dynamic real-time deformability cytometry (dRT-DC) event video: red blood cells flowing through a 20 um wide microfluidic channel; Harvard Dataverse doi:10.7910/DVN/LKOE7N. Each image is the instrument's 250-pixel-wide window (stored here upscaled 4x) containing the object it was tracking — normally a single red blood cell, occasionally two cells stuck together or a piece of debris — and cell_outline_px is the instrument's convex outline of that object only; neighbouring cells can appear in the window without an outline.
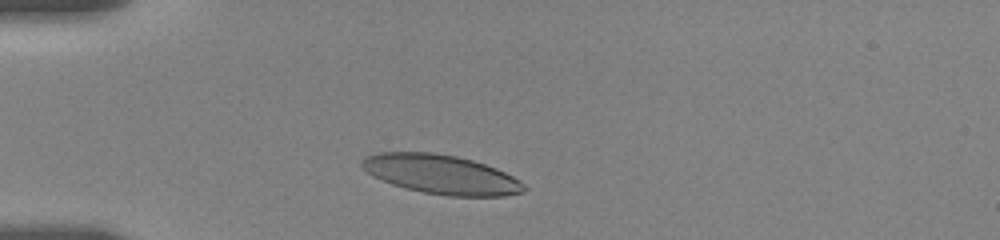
{"species": "human", "species_latin": "Homo sapiens", "temperature_condition": "room temperature", "stored_images_in_passage": 7, "camera_frame_rate_fps": 3000, "um_per_image_px": 0.085, "donor": {"sex": "female"}, "frame": {"image": 1, "passage_image": 1, "time_ms": 0.0, "image_size_px": [1000, 240], "cell_outline_px": [[528, 188], [524, 192], [504, 196], [448, 196], [424, 192], [392, 184], [372, 176], [360, 164], [368, 156], [380, 152], [432, 152], [456, 156], [472, 160], [496, 168], [520, 180]], "centroid_in_image_um": [37.54, 14.83], "position_along_channel_um": 47.5, "area_um2": 36.76}}
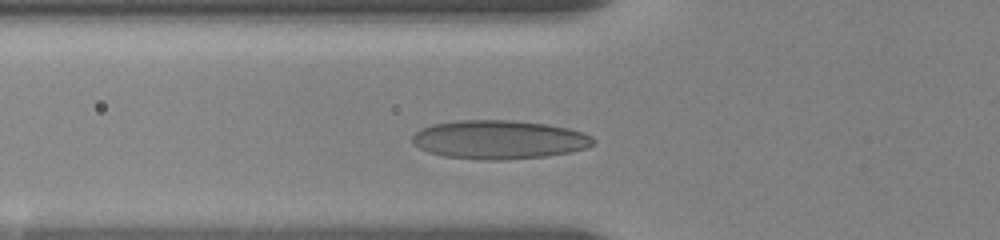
{"frame": {"image": 2, "passage_image": 6, "time_ms": 1.667, "image_size_px": [1000, 240], "cell_outline_px": [[596, 140], [588, 148], [568, 152], [544, 156], [504, 160], [480, 160], [444, 156], [428, 152], [412, 144], [412, 136], [420, 128], [432, 124], [460, 120], [508, 120], [548, 124], [568, 128], [592, 136]], "centroid_in_image_um": [42.39, 11.87], "position_along_channel_um": 83.4, "area_um2": 40.92}}